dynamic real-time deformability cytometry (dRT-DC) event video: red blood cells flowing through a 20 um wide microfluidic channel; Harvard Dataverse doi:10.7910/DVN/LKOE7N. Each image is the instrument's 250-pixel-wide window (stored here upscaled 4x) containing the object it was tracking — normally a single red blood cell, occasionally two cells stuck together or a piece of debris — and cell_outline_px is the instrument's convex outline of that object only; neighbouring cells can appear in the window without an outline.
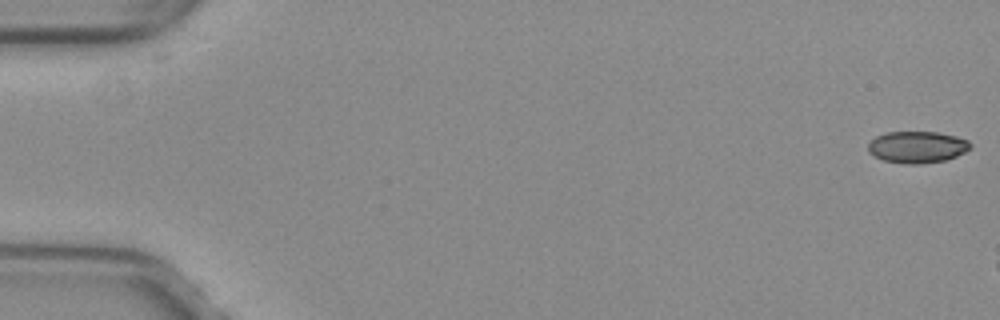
{"species": "common noctule bat (a hibernating species)", "species_latin": "Nyctalus noctula", "temperature_condition": "warm", "stored_images_in_passage": 10, "camera_frame_rate_fps": 3000, "um_per_image_px": 0.085, "animal": {"sex": "female", "body_mass_g": 29.2, "forearm_length_mm": 56.3}, "frame": {"image": 1, "passage_image": 1, "time_ms": 0.0, "image_size_px": [1000, 320], "cell_outline_px": [[972, 148], [956, 156], [944, 160], [920, 164], [904, 164], [884, 160], [872, 156], [868, 152], [868, 144], [876, 136], [888, 132], [936, 132], [956, 136], [968, 140], [972, 144]], "centroid_in_image_um": [77.96, 12.5], "position_along_channel_um": 7.0, "area_um2": 18.96}}